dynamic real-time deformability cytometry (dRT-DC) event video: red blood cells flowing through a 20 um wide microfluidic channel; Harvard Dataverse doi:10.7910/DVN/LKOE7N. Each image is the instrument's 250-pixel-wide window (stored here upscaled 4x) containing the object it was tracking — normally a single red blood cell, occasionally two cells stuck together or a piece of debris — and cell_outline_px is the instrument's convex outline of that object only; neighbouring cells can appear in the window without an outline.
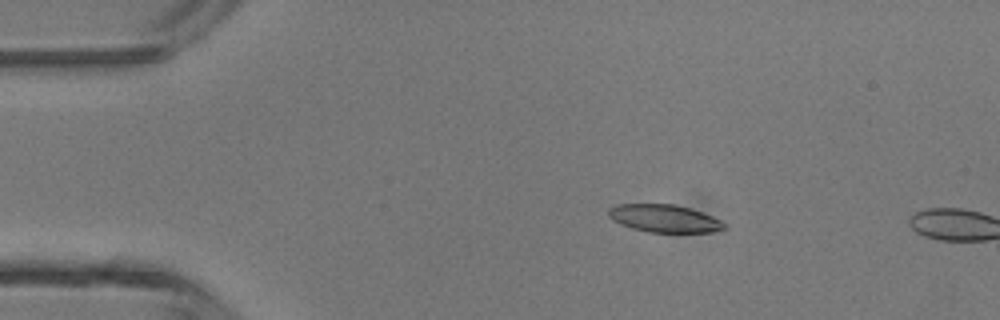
{"species": "common noctule bat (a hibernating species)", "species_latin": "Nyctalus noctula", "temperature_condition": "room temperature", "stored_images_in_passage": 2, "camera_frame_rate_fps": 3000, "um_per_image_px": 0.085, "animal": {"sex": "male", "body_mass_g": 13.3}, "frame": {"image": 1, "passage_image": 1, "time_ms": 0.0, "image_size_px": [1000, 320], "cell_outline_px": [[728, 228], [712, 232], [648, 232], [632, 228], [620, 224], [612, 220], [608, 216], [608, 208], [616, 204], [676, 204], [692, 208], [712, 216], [720, 220]], "centroid_in_image_um": [56.45, 18.56], "position_along_channel_um": 28.5, "area_um2": 18.84}}